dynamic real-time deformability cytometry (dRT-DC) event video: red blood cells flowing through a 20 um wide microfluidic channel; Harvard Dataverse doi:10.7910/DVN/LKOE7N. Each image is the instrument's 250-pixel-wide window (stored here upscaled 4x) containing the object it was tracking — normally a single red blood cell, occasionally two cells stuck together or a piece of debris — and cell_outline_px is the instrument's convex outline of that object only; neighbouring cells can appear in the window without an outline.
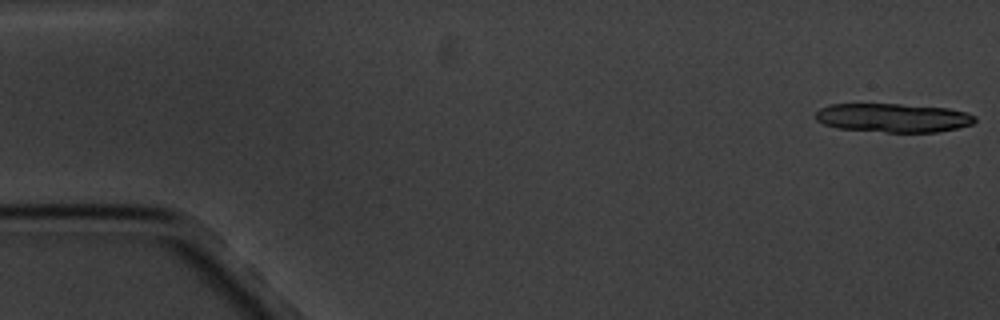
{"species": "common noctule bat (a hibernating species)", "species_latin": "Nyctalus noctula", "temperature_condition": "cold", "stored_images_in_passage": 9, "segment_of_instrument_passage": [1, 2], "camera_frame_rate_fps": 3000, "um_per_image_px": 0.085, "animal": {"sex": "male", "body_mass_g": 20.1, "forearm_length_mm": 53.5}, "frame": {"image": 1, "passage_image": 1, "time_ms": 0.0, "image_size_px": [1000, 320], "cell_outline_px": [[976, 120], [972, 124], [956, 128], [936, 132], [888, 132], [836, 128], [824, 124], [816, 120], [816, 112], [820, 108], [828, 104], [900, 104], [948, 108], [968, 112], [976, 116]], "centroid_in_image_um": [75.92, 10.01], "position_along_channel_um": 9.1, "area_um2": 26.82}}